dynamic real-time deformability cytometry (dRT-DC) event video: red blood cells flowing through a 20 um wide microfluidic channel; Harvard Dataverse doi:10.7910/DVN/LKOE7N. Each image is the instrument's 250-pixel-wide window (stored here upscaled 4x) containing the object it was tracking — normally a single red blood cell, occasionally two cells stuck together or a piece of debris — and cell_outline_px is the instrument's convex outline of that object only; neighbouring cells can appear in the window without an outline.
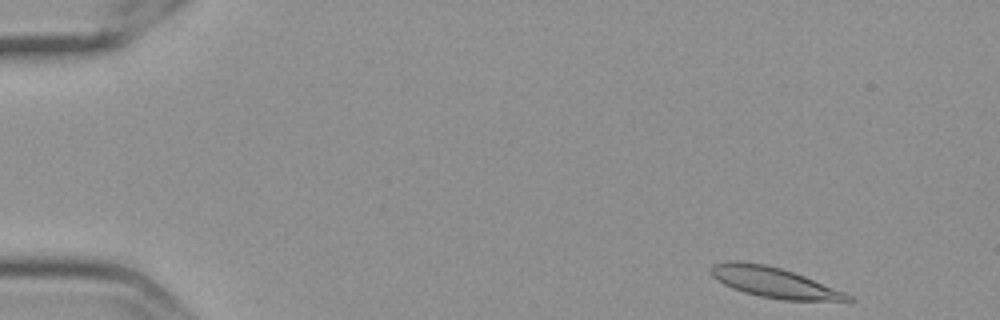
{"species": "Egyptian fruit bat (a non-hibernating species)", "species_latin": "Rousettus aegyptiacus", "temperature_condition": "cold", "stored_images_in_passage": 53, "camera_frame_rate_fps": 3000, "um_per_image_px": 0.085, "frame": {"image": 1, "passage_image": 1, "time_ms": 0.0, "image_size_px": [1000, 320], "cell_outline_px": [[856, 300], [784, 300], [760, 296], [744, 292], [732, 288], [716, 280], [712, 276], [712, 264], [728, 260], [736, 260], [764, 264], [780, 268], [804, 276], [844, 292], [852, 296]], "centroid_in_image_um": [65.73, 23.99], "position_along_channel_um": 19.3, "area_um2": 23.81}}
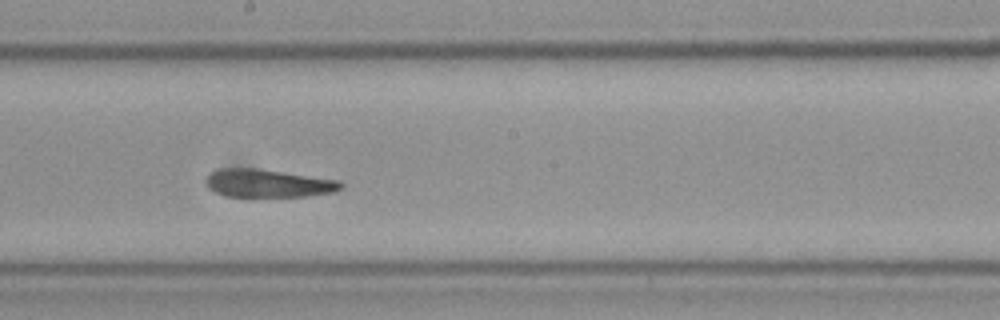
{"frame": {"image": 2, "passage_image": 28, "time_ms": 9.0, "image_size_px": [1000, 320], "cell_outline_px": [[344, 188], [336, 192], [308, 196], [252, 200], [228, 196], [216, 192], [208, 188], [204, 180], [212, 172], [220, 168], [256, 168], [340, 180], [344, 184]], "centroid_in_image_um": [22.81, 15.64], "position_along_channel_um": 225.4, "area_um2": 23.24}}
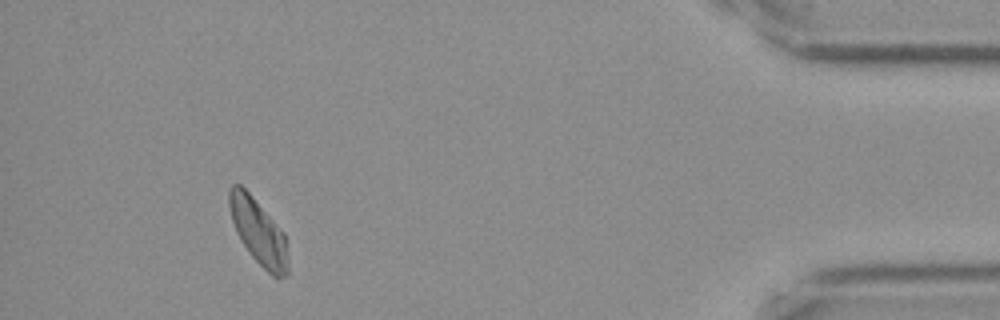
{"frame": {"image": 3, "passage_image": 49, "time_ms": 16.0, "image_size_px": [1000, 320], "cell_outline_px": [[288, 276], [276, 280], [252, 256], [240, 240], [236, 232], [232, 220], [228, 204], [228, 192], [232, 184], [240, 184], [252, 196], [284, 232], [288, 256]], "centroid_in_image_um": [21.98, 19.73], "position_along_channel_um": 413.2, "area_um2": 22.48}, "authors_computed_cell_mechanics": {"area_um2": 23.409, "velocity_mm_per_s": 3.5022, "shape_relaxation_time_tau1_ms": null, "shape_relaxation_time_tau2_ms": 5.21, "deformation_change_tau1": null, "deformation_change_tau2": 0.1276}}